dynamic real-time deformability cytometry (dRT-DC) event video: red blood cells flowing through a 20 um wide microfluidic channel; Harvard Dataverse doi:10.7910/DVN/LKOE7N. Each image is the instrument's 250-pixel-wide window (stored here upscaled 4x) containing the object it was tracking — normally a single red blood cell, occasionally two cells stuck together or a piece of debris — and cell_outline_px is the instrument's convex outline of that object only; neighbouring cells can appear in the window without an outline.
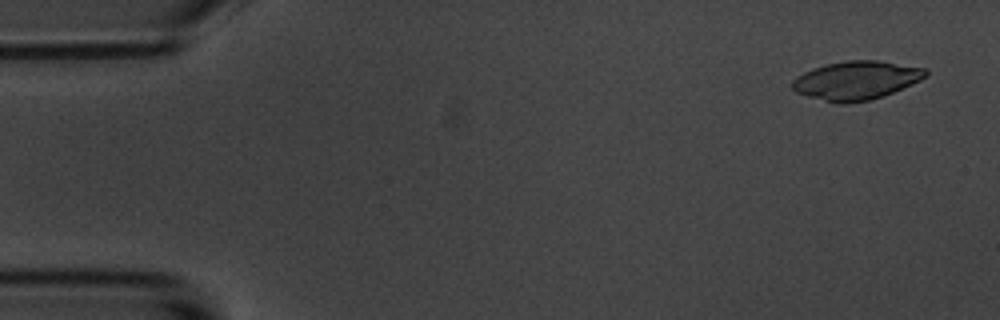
{"species": "common noctule bat (a hibernating species)", "species_latin": "Nyctalus noctula", "temperature_condition": "room temperature", "stored_images_in_passage": 6, "camera_frame_rate_fps": 3000, "um_per_image_px": 0.085, "animal": {"sex": "male", "body_mass_g": 20.1, "forearm_length_mm": 53.5}, "frame": {"image": 1, "passage_image": 1, "time_ms": 0.0, "image_size_px": [1000, 320], "cell_outline_px": [[928, 76], [920, 80], [892, 92], [868, 100], [848, 104], [836, 104], [808, 96], [796, 92], [792, 88], [792, 80], [796, 76], [812, 68], [828, 64], [848, 60], [876, 60], [928, 68]], "centroid_in_image_um": [72.77, 6.83], "position_along_channel_um": 12.2, "area_um2": 29.94}}